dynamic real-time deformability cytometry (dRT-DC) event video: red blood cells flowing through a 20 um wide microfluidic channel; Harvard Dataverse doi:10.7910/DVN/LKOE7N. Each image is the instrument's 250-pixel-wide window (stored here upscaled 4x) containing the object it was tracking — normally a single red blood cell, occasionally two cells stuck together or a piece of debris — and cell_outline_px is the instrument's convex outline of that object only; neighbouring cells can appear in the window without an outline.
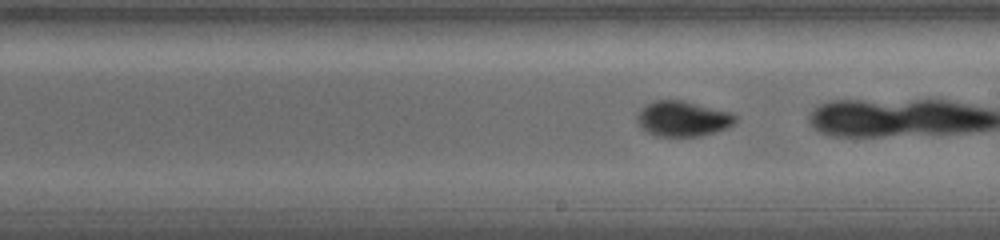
{"species": "common noctule bat (a hibernating species)", "species_latin": "Nyctalus noctula", "temperature_condition": "warm", "stored_images_in_passage": 24, "camera_frame_rate_fps": 5000, "um_per_image_px": 0.085, "animal": {"sex": "female", "body_mass_g": 19.0, "forearm_length_mm": 56.7}, "frame": {"image": 1, "passage_image": 14, "time_ms": 4.6, "image_size_px": [1000, 240], "cell_outline_px": [[736, 124], [728, 128], [716, 132], [700, 136], [656, 136], [640, 128], [636, 120], [636, 116], [640, 108], [656, 100], [684, 100], [732, 112], [736, 116]], "centroid_in_image_um": [58.05, 10.09], "position_along_channel_um": 230.9, "area_um2": 20.58}}